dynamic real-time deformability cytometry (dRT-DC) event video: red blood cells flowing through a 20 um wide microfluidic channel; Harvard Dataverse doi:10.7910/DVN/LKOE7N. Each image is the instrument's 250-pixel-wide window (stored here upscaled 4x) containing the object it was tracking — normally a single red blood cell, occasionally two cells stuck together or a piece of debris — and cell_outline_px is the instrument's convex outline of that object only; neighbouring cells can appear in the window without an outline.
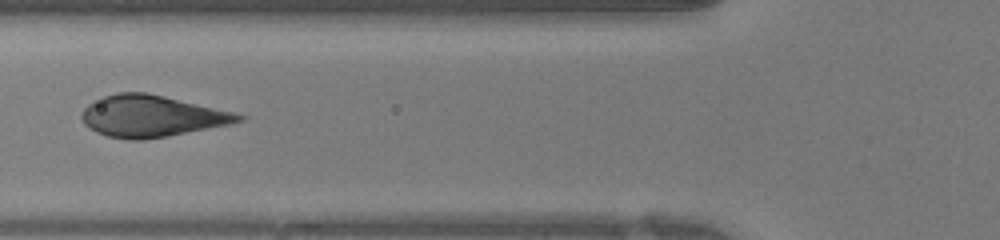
{"species": "human", "species_latin": "Homo sapiens", "temperature_condition": "warm", "stored_images_in_passage": 28, "camera_frame_rate_fps": 3000, "um_per_image_px": 0.085, "donor": {"sex": "female"}, "frame": {"image": 1, "passage_image": 14, "time_ms": 4.333, "image_size_px": [1000, 240], "cell_outline_px": [[248, 116], [244, 120], [232, 124], [168, 136], [144, 140], [128, 140], [108, 136], [96, 132], [88, 128], [84, 124], [80, 116], [84, 108], [88, 104], [104, 96], [116, 92], [148, 92], [232, 112]], "centroid_in_image_um": [12.87, 9.88], "position_along_channel_um": 112.9, "area_um2": 38.03}}